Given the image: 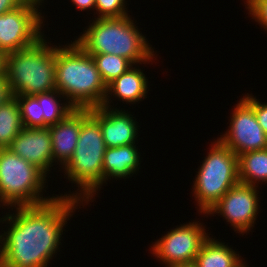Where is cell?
I'll return each instance as SVG.
<instances>
[{
  "label": "cell",
  "mask_w": 267,
  "mask_h": 267,
  "mask_svg": "<svg viewBox=\"0 0 267 267\" xmlns=\"http://www.w3.org/2000/svg\"><path fill=\"white\" fill-rule=\"evenodd\" d=\"M80 199L77 194L56 196L39 205L17 206L14 216L1 218L10 222V228L0 235V266L47 267Z\"/></svg>",
  "instance_id": "obj_1"
},
{
  "label": "cell",
  "mask_w": 267,
  "mask_h": 267,
  "mask_svg": "<svg viewBox=\"0 0 267 267\" xmlns=\"http://www.w3.org/2000/svg\"><path fill=\"white\" fill-rule=\"evenodd\" d=\"M55 80L56 89L76 109L103 105L107 86L92 56L76 41L63 48L56 46Z\"/></svg>",
  "instance_id": "obj_2"
},
{
  "label": "cell",
  "mask_w": 267,
  "mask_h": 267,
  "mask_svg": "<svg viewBox=\"0 0 267 267\" xmlns=\"http://www.w3.org/2000/svg\"><path fill=\"white\" fill-rule=\"evenodd\" d=\"M135 27L130 16L97 18L75 40L88 54H114L133 64L151 61L154 51Z\"/></svg>",
  "instance_id": "obj_3"
},
{
  "label": "cell",
  "mask_w": 267,
  "mask_h": 267,
  "mask_svg": "<svg viewBox=\"0 0 267 267\" xmlns=\"http://www.w3.org/2000/svg\"><path fill=\"white\" fill-rule=\"evenodd\" d=\"M43 38L29 48L4 56V72L13 96L56 89V47H49Z\"/></svg>",
  "instance_id": "obj_4"
},
{
  "label": "cell",
  "mask_w": 267,
  "mask_h": 267,
  "mask_svg": "<svg viewBox=\"0 0 267 267\" xmlns=\"http://www.w3.org/2000/svg\"><path fill=\"white\" fill-rule=\"evenodd\" d=\"M106 145L99 122L90 114L81 125L77 146L70 160L63 166L68 179L77 183L81 200L88 201L103 182V159ZM86 197V198H85ZM87 199V200H86ZM90 199V200H89Z\"/></svg>",
  "instance_id": "obj_5"
},
{
  "label": "cell",
  "mask_w": 267,
  "mask_h": 267,
  "mask_svg": "<svg viewBox=\"0 0 267 267\" xmlns=\"http://www.w3.org/2000/svg\"><path fill=\"white\" fill-rule=\"evenodd\" d=\"M47 176L9 148L0 149V202L3 206L39 205L54 197L43 198Z\"/></svg>",
  "instance_id": "obj_6"
},
{
  "label": "cell",
  "mask_w": 267,
  "mask_h": 267,
  "mask_svg": "<svg viewBox=\"0 0 267 267\" xmlns=\"http://www.w3.org/2000/svg\"><path fill=\"white\" fill-rule=\"evenodd\" d=\"M198 170L193 192L199 210L207 214L229 189L239 183L238 156L218 139Z\"/></svg>",
  "instance_id": "obj_7"
},
{
  "label": "cell",
  "mask_w": 267,
  "mask_h": 267,
  "mask_svg": "<svg viewBox=\"0 0 267 267\" xmlns=\"http://www.w3.org/2000/svg\"><path fill=\"white\" fill-rule=\"evenodd\" d=\"M42 1L26 0L21 6L0 15V52L6 55L23 50L42 38L43 22L37 8Z\"/></svg>",
  "instance_id": "obj_8"
},
{
  "label": "cell",
  "mask_w": 267,
  "mask_h": 267,
  "mask_svg": "<svg viewBox=\"0 0 267 267\" xmlns=\"http://www.w3.org/2000/svg\"><path fill=\"white\" fill-rule=\"evenodd\" d=\"M202 227V224L193 222L172 229L155 242L151 250L168 267L192 264L202 244L209 237Z\"/></svg>",
  "instance_id": "obj_9"
},
{
  "label": "cell",
  "mask_w": 267,
  "mask_h": 267,
  "mask_svg": "<svg viewBox=\"0 0 267 267\" xmlns=\"http://www.w3.org/2000/svg\"><path fill=\"white\" fill-rule=\"evenodd\" d=\"M230 129L220 138L237 156L267 148V135L258 124L254 109L242 98L234 108Z\"/></svg>",
  "instance_id": "obj_10"
},
{
  "label": "cell",
  "mask_w": 267,
  "mask_h": 267,
  "mask_svg": "<svg viewBox=\"0 0 267 267\" xmlns=\"http://www.w3.org/2000/svg\"><path fill=\"white\" fill-rule=\"evenodd\" d=\"M256 187L239 182L229 189L207 214L220 213L237 231H249L259 209Z\"/></svg>",
  "instance_id": "obj_11"
},
{
  "label": "cell",
  "mask_w": 267,
  "mask_h": 267,
  "mask_svg": "<svg viewBox=\"0 0 267 267\" xmlns=\"http://www.w3.org/2000/svg\"><path fill=\"white\" fill-rule=\"evenodd\" d=\"M58 95V96H57ZM57 89L35 95L15 96L23 128H47L66 118L76 108L69 102L60 106ZM64 106V107H63Z\"/></svg>",
  "instance_id": "obj_12"
},
{
  "label": "cell",
  "mask_w": 267,
  "mask_h": 267,
  "mask_svg": "<svg viewBox=\"0 0 267 267\" xmlns=\"http://www.w3.org/2000/svg\"><path fill=\"white\" fill-rule=\"evenodd\" d=\"M45 175L52 167V141L49 128H23L8 147Z\"/></svg>",
  "instance_id": "obj_13"
},
{
  "label": "cell",
  "mask_w": 267,
  "mask_h": 267,
  "mask_svg": "<svg viewBox=\"0 0 267 267\" xmlns=\"http://www.w3.org/2000/svg\"><path fill=\"white\" fill-rule=\"evenodd\" d=\"M90 114L99 122L106 148L135 144L138 127L126 111L100 106L90 108Z\"/></svg>",
  "instance_id": "obj_14"
},
{
  "label": "cell",
  "mask_w": 267,
  "mask_h": 267,
  "mask_svg": "<svg viewBox=\"0 0 267 267\" xmlns=\"http://www.w3.org/2000/svg\"><path fill=\"white\" fill-rule=\"evenodd\" d=\"M90 115V109H75L62 121L49 128L52 141V160L65 165L77 146L82 122Z\"/></svg>",
  "instance_id": "obj_15"
},
{
  "label": "cell",
  "mask_w": 267,
  "mask_h": 267,
  "mask_svg": "<svg viewBox=\"0 0 267 267\" xmlns=\"http://www.w3.org/2000/svg\"><path fill=\"white\" fill-rule=\"evenodd\" d=\"M137 151L134 144L106 148L102 166L103 181L108 180L110 176L117 179L135 173L140 164Z\"/></svg>",
  "instance_id": "obj_16"
},
{
  "label": "cell",
  "mask_w": 267,
  "mask_h": 267,
  "mask_svg": "<svg viewBox=\"0 0 267 267\" xmlns=\"http://www.w3.org/2000/svg\"><path fill=\"white\" fill-rule=\"evenodd\" d=\"M146 80L144 73L132 66L107 85L106 98L102 106L109 107L108 94L111 95V93H114V96H117L120 100H125L127 103L138 102L145 98L148 88Z\"/></svg>",
  "instance_id": "obj_17"
},
{
  "label": "cell",
  "mask_w": 267,
  "mask_h": 267,
  "mask_svg": "<svg viewBox=\"0 0 267 267\" xmlns=\"http://www.w3.org/2000/svg\"><path fill=\"white\" fill-rule=\"evenodd\" d=\"M239 254L224 243L208 237L195 257L196 267H238L242 263Z\"/></svg>",
  "instance_id": "obj_18"
},
{
  "label": "cell",
  "mask_w": 267,
  "mask_h": 267,
  "mask_svg": "<svg viewBox=\"0 0 267 267\" xmlns=\"http://www.w3.org/2000/svg\"><path fill=\"white\" fill-rule=\"evenodd\" d=\"M238 176L239 182L247 185L267 182V148L238 155Z\"/></svg>",
  "instance_id": "obj_19"
},
{
  "label": "cell",
  "mask_w": 267,
  "mask_h": 267,
  "mask_svg": "<svg viewBox=\"0 0 267 267\" xmlns=\"http://www.w3.org/2000/svg\"><path fill=\"white\" fill-rule=\"evenodd\" d=\"M23 129L15 96L0 106V149L8 148Z\"/></svg>",
  "instance_id": "obj_20"
},
{
  "label": "cell",
  "mask_w": 267,
  "mask_h": 267,
  "mask_svg": "<svg viewBox=\"0 0 267 267\" xmlns=\"http://www.w3.org/2000/svg\"><path fill=\"white\" fill-rule=\"evenodd\" d=\"M89 55L92 56L102 81L106 84V86L134 66L127 58L114 54Z\"/></svg>",
  "instance_id": "obj_21"
},
{
  "label": "cell",
  "mask_w": 267,
  "mask_h": 267,
  "mask_svg": "<svg viewBox=\"0 0 267 267\" xmlns=\"http://www.w3.org/2000/svg\"><path fill=\"white\" fill-rule=\"evenodd\" d=\"M125 0H95L98 18H120L127 16Z\"/></svg>",
  "instance_id": "obj_22"
},
{
  "label": "cell",
  "mask_w": 267,
  "mask_h": 267,
  "mask_svg": "<svg viewBox=\"0 0 267 267\" xmlns=\"http://www.w3.org/2000/svg\"><path fill=\"white\" fill-rule=\"evenodd\" d=\"M246 4L252 18L267 30V0H247Z\"/></svg>",
  "instance_id": "obj_23"
},
{
  "label": "cell",
  "mask_w": 267,
  "mask_h": 267,
  "mask_svg": "<svg viewBox=\"0 0 267 267\" xmlns=\"http://www.w3.org/2000/svg\"><path fill=\"white\" fill-rule=\"evenodd\" d=\"M243 99L254 109V114L257 118L258 124L267 135V103L261 104L253 96L249 95L245 96Z\"/></svg>",
  "instance_id": "obj_24"
},
{
  "label": "cell",
  "mask_w": 267,
  "mask_h": 267,
  "mask_svg": "<svg viewBox=\"0 0 267 267\" xmlns=\"http://www.w3.org/2000/svg\"><path fill=\"white\" fill-rule=\"evenodd\" d=\"M13 97L5 72L0 75V106Z\"/></svg>",
  "instance_id": "obj_25"
},
{
  "label": "cell",
  "mask_w": 267,
  "mask_h": 267,
  "mask_svg": "<svg viewBox=\"0 0 267 267\" xmlns=\"http://www.w3.org/2000/svg\"><path fill=\"white\" fill-rule=\"evenodd\" d=\"M25 1L26 0H0V15L21 6Z\"/></svg>",
  "instance_id": "obj_26"
},
{
  "label": "cell",
  "mask_w": 267,
  "mask_h": 267,
  "mask_svg": "<svg viewBox=\"0 0 267 267\" xmlns=\"http://www.w3.org/2000/svg\"><path fill=\"white\" fill-rule=\"evenodd\" d=\"M79 10H85L89 8H95V0H71Z\"/></svg>",
  "instance_id": "obj_27"
},
{
  "label": "cell",
  "mask_w": 267,
  "mask_h": 267,
  "mask_svg": "<svg viewBox=\"0 0 267 267\" xmlns=\"http://www.w3.org/2000/svg\"><path fill=\"white\" fill-rule=\"evenodd\" d=\"M4 54L0 52V75L4 72Z\"/></svg>",
  "instance_id": "obj_28"
},
{
  "label": "cell",
  "mask_w": 267,
  "mask_h": 267,
  "mask_svg": "<svg viewBox=\"0 0 267 267\" xmlns=\"http://www.w3.org/2000/svg\"><path fill=\"white\" fill-rule=\"evenodd\" d=\"M169 267H196V266L192 263V264L172 265Z\"/></svg>",
  "instance_id": "obj_29"
},
{
  "label": "cell",
  "mask_w": 267,
  "mask_h": 267,
  "mask_svg": "<svg viewBox=\"0 0 267 267\" xmlns=\"http://www.w3.org/2000/svg\"><path fill=\"white\" fill-rule=\"evenodd\" d=\"M244 264L245 263L242 262L238 267H247V265L245 266Z\"/></svg>",
  "instance_id": "obj_30"
}]
</instances>
